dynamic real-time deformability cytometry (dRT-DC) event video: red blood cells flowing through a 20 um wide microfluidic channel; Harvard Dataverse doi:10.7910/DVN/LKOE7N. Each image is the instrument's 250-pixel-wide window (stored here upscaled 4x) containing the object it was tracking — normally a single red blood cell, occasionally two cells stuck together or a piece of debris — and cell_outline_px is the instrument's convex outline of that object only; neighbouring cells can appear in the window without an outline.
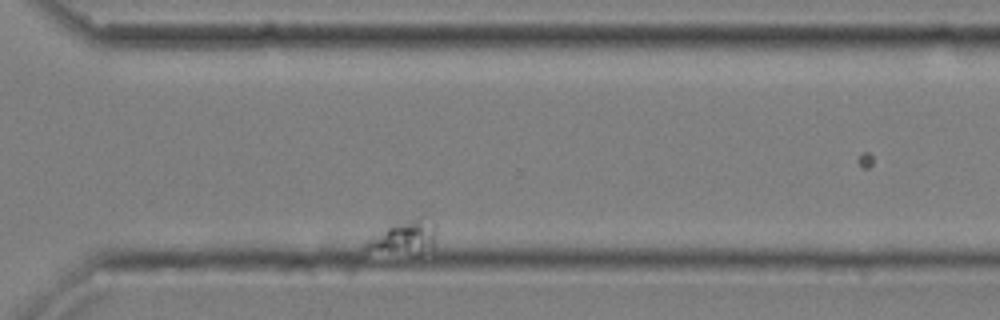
{"species": "common noctule bat (a hibernating species)", "species_latin": "Nyctalus noctula", "temperature_condition": "cold", "stored_images_in_passage": 54, "segment_of_instrument_passage": [2, 2], "camera_frame_rate_fps": 3000, "um_per_image_px": 0.085, "animal": {"sex": "male", "body_mass_g": 20.4}, "frame": {"image": 1, "passage_image": 48, "time_ms": 15.667, "image_size_px": [1000, 320], "cell_outline_px": [[432, 248], [364, 248], [364, 244], [372, 236], [388, 228], [408, 220], [420, 220], [432, 224]], "centroid_in_image_um": [34.3, 20.09], "position_along_channel_um": 336.3, "area_um2": 10.46}}